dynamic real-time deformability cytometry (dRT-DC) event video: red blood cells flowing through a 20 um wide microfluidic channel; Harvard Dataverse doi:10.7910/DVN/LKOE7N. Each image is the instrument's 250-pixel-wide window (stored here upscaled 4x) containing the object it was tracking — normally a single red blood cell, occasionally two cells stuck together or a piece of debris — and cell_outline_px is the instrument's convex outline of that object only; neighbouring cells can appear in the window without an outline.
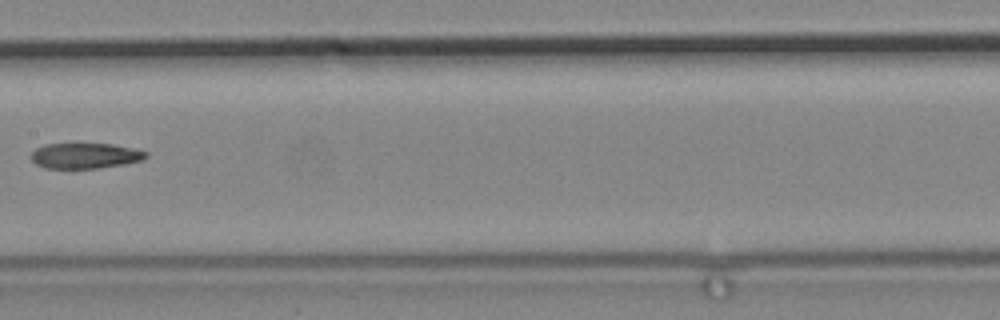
{"species": "common noctule bat (a hibernating species)", "species_latin": "Nyctalus noctula", "temperature_condition": "cold", "stored_images_in_passage": 14, "camera_frame_rate_fps": 3000, "um_per_image_px": 0.085, "animal": {"sex": "male", "body_mass_g": 19.2, "forearm_length_mm": 51.8}, "frame": {"image": 1, "passage_image": 7, "time_ms": 2.0, "image_size_px": [1000, 320], "cell_outline_px": [[148, 156], [144, 160], [124, 164], [100, 168], [44, 168], [36, 164], [32, 160], [32, 152], [36, 148], [44, 144], [72, 140], [112, 144], [136, 148], [148, 152]], "centroid_in_image_um": [7.24, 13.17], "position_along_channel_um": 200.2, "area_um2": 18.15}}
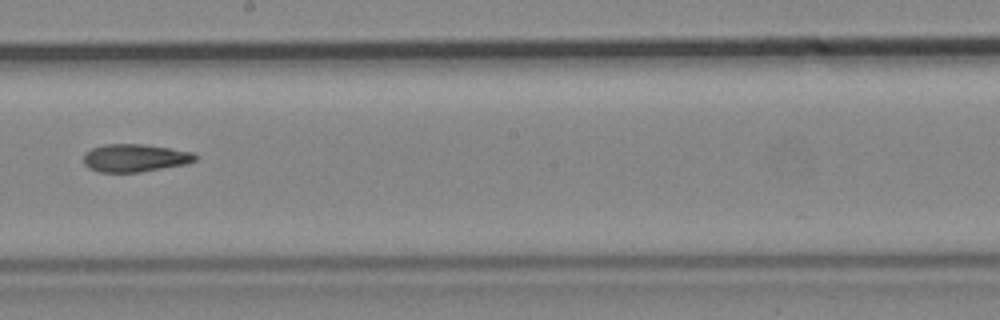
{"frame": {"image": 2, "passage_image": 8, "time_ms": 2.333, "image_size_px": [1000, 320], "cell_outline_px": [[200, 156], [196, 160], [188, 164], [140, 172], [100, 172], [88, 168], [84, 164], [84, 152], [92, 148], [104, 144], [144, 144], [196, 152]], "centroid_in_image_um": [11.52, 13.42], "position_along_channel_um": 236.7, "area_um2": 18.44}}
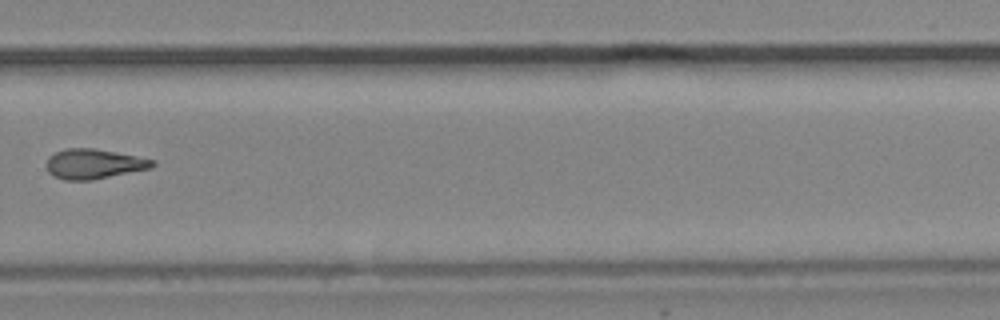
{"frame": {"image": 3, "passage_image": 10, "time_ms": 3.0, "image_size_px": [1000, 320], "cell_outline_px": [[156, 164], [152, 168], [92, 180], [64, 180], [48, 172], [48, 156], [64, 148], [92, 148], [156, 160]], "centroid_in_image_um": [8.0, 13.93], "position_along_channel_um": 321.8, "area_um2": 18.26}}